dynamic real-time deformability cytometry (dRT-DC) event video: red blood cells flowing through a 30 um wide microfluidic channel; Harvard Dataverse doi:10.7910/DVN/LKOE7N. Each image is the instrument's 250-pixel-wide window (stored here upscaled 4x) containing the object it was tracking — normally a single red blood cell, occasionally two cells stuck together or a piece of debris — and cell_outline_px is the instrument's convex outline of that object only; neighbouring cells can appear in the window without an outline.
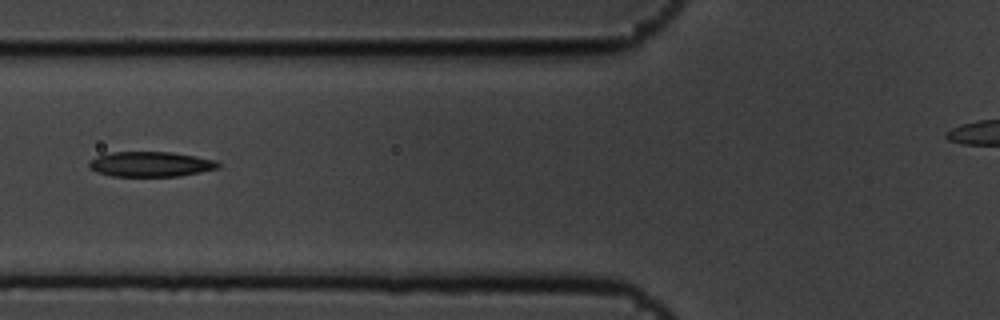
{"species": "common noctule bat (a hibernating species)", "species_latin": "Nyctalus noctula", "temperature_condition": "cold", "stored_images_in_passage": 9, "camera_frame_rate_fps": 3000, "um_per_image_px": 0.085, "animal": {"sex": "male", "body_mass_g": 19.5, "forearm_length_mm": 54.6}, "frame": {"image": 1, "passage_image": 6, "time_ms": 1.667, "image_size_px": [1000, 320], "cell_outline_px": [[220, 168], [180, 176], [112, 176], [96, 172], [88, 168], [88, 160], [96, 156], [112, 152], [172, 152], [196, 156], [216, 160], [220, 164]], "centroid_in_image_um": [12.78, 13.95], "position_along_channel_um": 113.0, "area_um2": 19.07}}
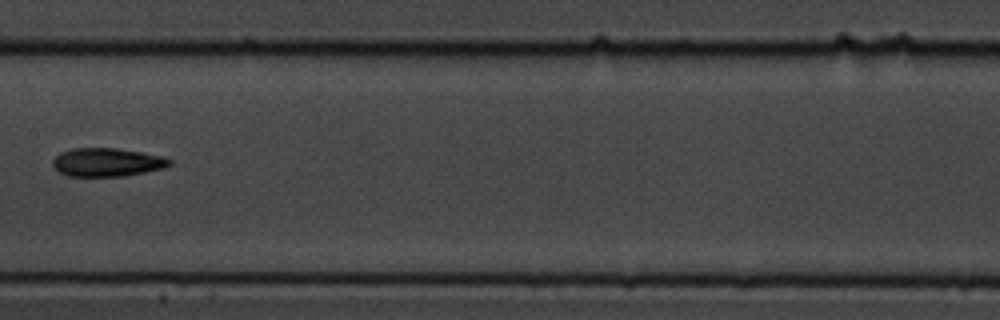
{"frame": {"image": 2, "passage_image": 8, "time_ms": 2.333, "image_size_px": [1000, 320], "cell_outline_px": [[172, 164], [164, 168], [124, 176], [68, 176], [60, 172], [52, 164], [52, 160], [60, 152], [72, 148], [116, 148], [140, 152], [160, 156], [172, 160]], "centroid_in_image_um": [9.08, 13.79], "position_along_channel_um": 198.3, "area_um2": 19.25}}
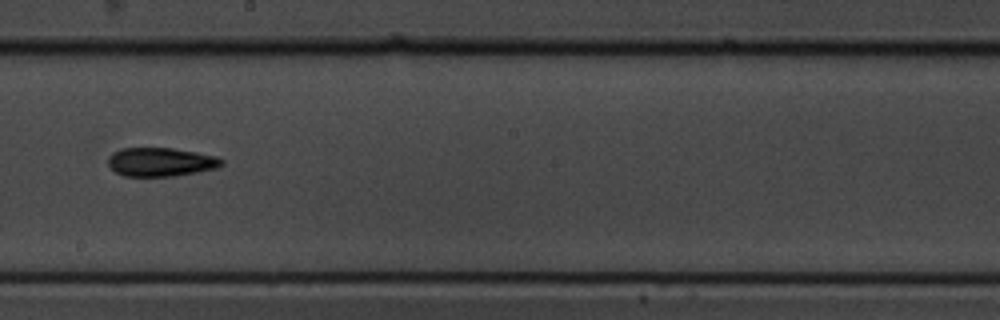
{"frame": {"image": 3, "passage_image": 9, "time_ms": 2.667, "image_size_px": [1000, 320], "cell_outline_px": [[224, 164], [216, 168], [196, 172], [172, 176], [124, 176], [116, 172], [108, 164], [108, 156], [112, 152], [120, 148], [172, 148], [196, 152], [216, 156], [224, 160]], "centroid_in_image_um": [13.65, 13.76], "position_along_channel_um": 234.5, "area_um2": 19.02}}